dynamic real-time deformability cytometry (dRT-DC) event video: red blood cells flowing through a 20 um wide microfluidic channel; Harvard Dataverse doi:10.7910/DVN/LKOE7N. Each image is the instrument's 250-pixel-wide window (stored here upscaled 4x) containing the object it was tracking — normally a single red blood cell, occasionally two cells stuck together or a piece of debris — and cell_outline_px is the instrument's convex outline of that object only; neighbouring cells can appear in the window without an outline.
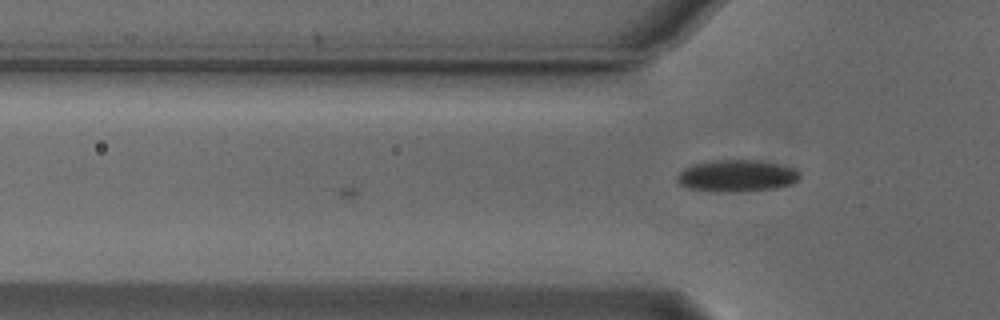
{"species": "Egyptian fruit bat (a non-hibernating species)", "species_latin": "Rousettus aegyptiacus", "temperature_condition": "cold", "stored_images_in_passage": 18, "camera_frame_rate_fps": 3000, "um_per_image_px": 0.085, "animal": {"sex": "male"}, "frame": {"image": 1, "passage_image": 18, "time_ms": 5.667, "image_size_px": [1000, 320], "cell_outline_px": [[800, 176], [792, 184], [776, 188], [732, 192], [724, 192], [688, 188], [680, 184], [676, 180], [676, 176], [684, 168], [692, 164], [712, 160], [756, 160], [796, 168], [800, 172]], "centroid_in_image_um": [62.61, 14.94], "position_along_channel_um": 63.2, "area_um2": 22.72}}